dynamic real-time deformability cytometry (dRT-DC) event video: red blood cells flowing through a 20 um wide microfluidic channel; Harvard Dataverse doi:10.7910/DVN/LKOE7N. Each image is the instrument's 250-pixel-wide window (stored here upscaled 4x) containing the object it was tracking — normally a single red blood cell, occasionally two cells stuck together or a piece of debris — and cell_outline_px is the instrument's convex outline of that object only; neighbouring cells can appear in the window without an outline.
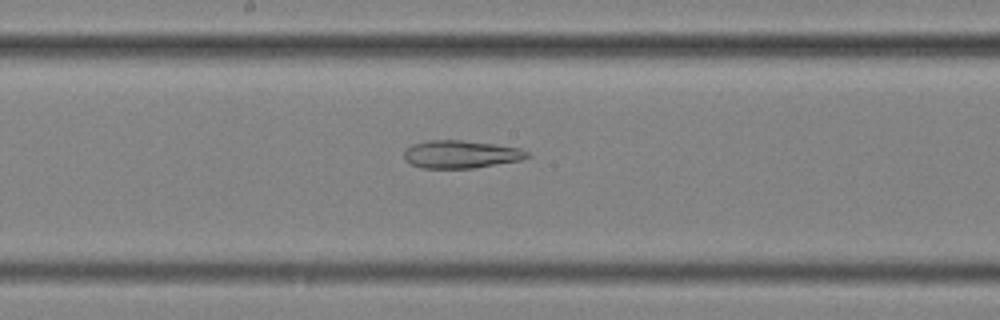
{"species": "common noctule bat (a hibernating species)", "species_latin": "Nyctalus noctula", "temperature_condition": "cold", "stored_images_in_passage": 56, "camera_frame_rate_fps": 3000, "um_per_image_px": 0.085, "animal": {"sex": "female", "body_mass_g": 25.1}, "frame": {"image": 1, "passage_image": 30, "time_ms": 9.667, "image_size_px": [1000, 320], "cell_outline_px": [[532, 156], [520, 160], [472, 168], [424, 168], [412, 164], [404, 160], [404, 148], [412, 144], [428, 140], [460, 140], [492, 144], [520, 148], [528, 152]], "centroid_in_image_um": [39.14, 13.11], "position_along_channel_um": 209.1, "area_um2": 19.88}}
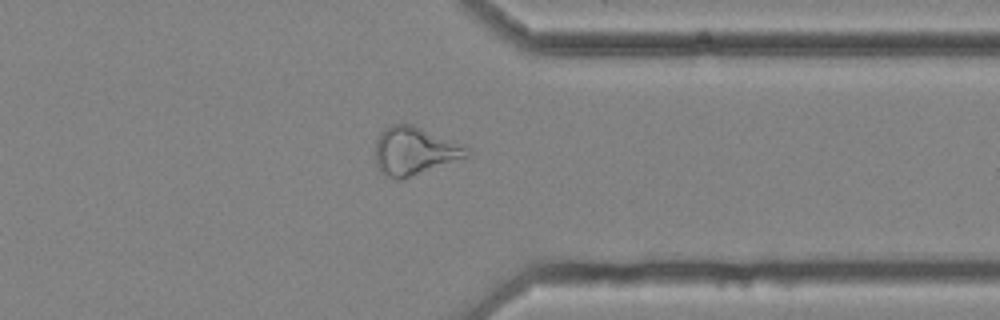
{"frame": {"image": 2, "passage_image": 44, "time_ms": 14.333, "image_size_px": [1000, 320], "cell_outline_px": [[472, 148], [468, 156], [400, 180], [396, 180], [384, 176], [376, 168], [376, 140], [380, 132], [384, 128], [392, 124], [412, 124]], "centroid_in_image_um": [35.2, 12.83], "position_along_channel_um": 376.2, "area_um2": 25.66}}
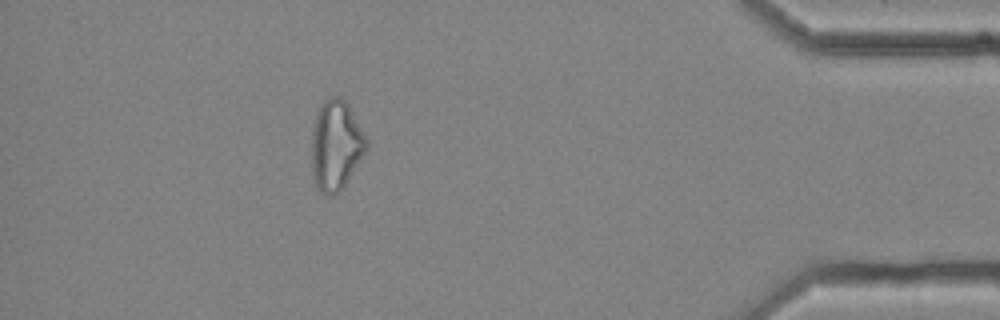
{"frame": {"image": 3, "passage_image": 50, "time_ms": 16.333, "image_size_px": [1000, 320], "cell_outline_px": [[368, 148], [344, 188], [332, 196], [320, 192], [316, 188], [312, 176], [312, 128], [320, 104], [328, 96], [340, 96], [348, 104], [368, 140]], "centroid_in_image_um": [28.55, 12.36], "position_along_channel_um": 406.6, "area_um2": 29.13}, "authors_computed_cell_mechanics": {"area_um2": 27.5706, "velocity_mm_per_s": 3.6197, "shape_relaxation_time_tau1_ms": null, "shape_relaxation_time_tau2_ms": 6.4242, "deformation_change_tau1": null, "deformation_change_tau2": 0.1799}}